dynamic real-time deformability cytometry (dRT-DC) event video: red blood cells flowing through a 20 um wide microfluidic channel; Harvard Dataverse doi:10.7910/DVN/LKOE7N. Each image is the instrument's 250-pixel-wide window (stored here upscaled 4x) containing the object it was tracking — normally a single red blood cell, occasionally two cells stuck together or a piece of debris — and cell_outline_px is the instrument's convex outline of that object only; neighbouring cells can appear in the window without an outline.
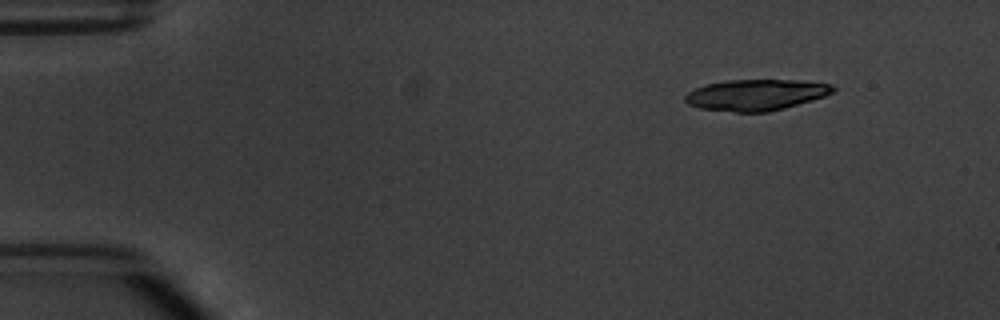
{"species": "common noctule bat (a hibernating species)", "species_latin": "Nyctalus noctula", "temperature_condition": "warm", "stored_images_in_passage": 5, "segment_of_instrument_passage": [1, 2], "camera_frame_rate_fps": 3000, "um_per_image_px": 0.085, "animal": {"sex": "male", "body_mass_g": 20.1, "forearm_length_mm": 53.5}, "frame": {"image": 1, "passage_image": 1, "time_ms": 0.0, "image_size_px": [1000, 320], "cell_outline_px": [[836, 88], [832, 92], [824, 96], [812, 100], [784, 108], [768, 112], [736, 112], [700, 108], [688, 104], [684, 100], [684, 96], [688, 92], [696, 88], [708, 84], [728, 80], [800, 80], [832, 84]], "centroid_in_image_um": [64.26, 8.06], "position_along_channel_um": 20.7, "area_um2": 26.65}}